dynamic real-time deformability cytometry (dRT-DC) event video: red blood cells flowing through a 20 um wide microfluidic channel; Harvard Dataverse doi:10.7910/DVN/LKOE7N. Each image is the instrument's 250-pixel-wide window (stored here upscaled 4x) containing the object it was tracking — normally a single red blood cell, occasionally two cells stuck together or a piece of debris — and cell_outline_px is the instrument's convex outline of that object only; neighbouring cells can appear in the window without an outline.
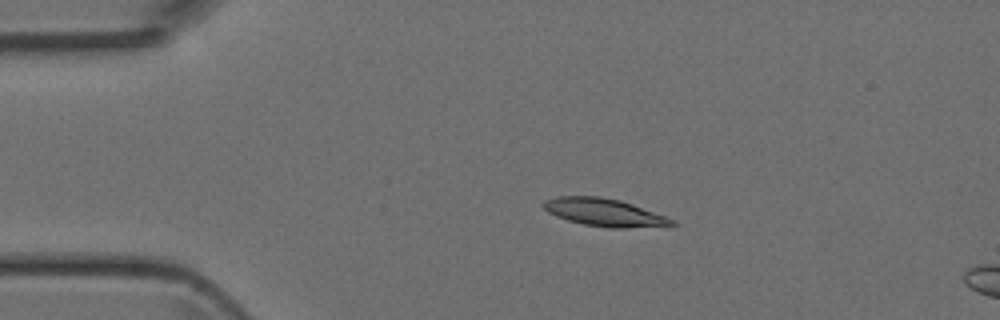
{"species": "Egyptian fruit bat (a non-hibernating species)", "species_latin": "Rousettus aegyptiacus", "temperature_condition": "room temperature", "stored_images_in_passage": 5, "camera_frame_rate_fps": 3000, "um_per_image_px": 0.085, "animal": {"sex": "female"}, "frame": {"image": 1, "passage_image": 1, "time_ms": 0.0, "image_size_px": [1000, 320], "cell_outline_px": [[676, 224], [628, 228], [608, 228], [584, 224], [568, 220], [556, 216], [548, 212], [540, 204], [544, 200], [556, 196], [600, 196], [620, 200], [632, 204], [676, 220]], "centroid_in_image_um": [51.31, 18.04], "position_along_channel_um": 33.7, "area_um2": 20.63}}